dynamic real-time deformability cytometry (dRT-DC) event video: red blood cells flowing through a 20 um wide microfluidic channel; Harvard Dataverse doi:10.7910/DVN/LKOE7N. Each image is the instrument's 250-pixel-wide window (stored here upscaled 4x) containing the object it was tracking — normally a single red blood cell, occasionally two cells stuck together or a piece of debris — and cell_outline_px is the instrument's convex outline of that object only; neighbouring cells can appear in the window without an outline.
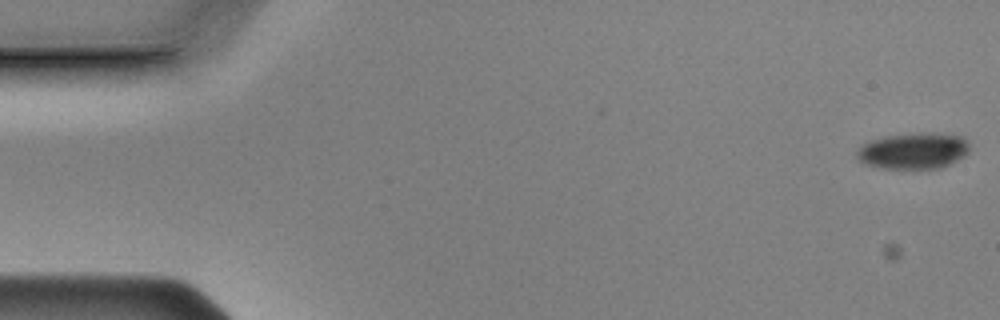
{"species": "Egyptian fruit bat (a non-hibernating species)", "species_latin": "Rousettus aegyptiacus", "temperature_condition": "cold", "stored_images_in_passage": 8, "camera_frame_rate_fps": 3000, "um_per_image_px": 0.085, "animal": {"sex": "male"}, "frame": {"image": 1, "passage_image": 1, "time_ms": 0.0, "image_size_px": [1000, 320], "cell_outline_px": [[968, 152], [964, 156], [940, 168], [884, 168], [868, 164], [860, 160], [856, 156], [856, 152], [864, 144], [872, 140], [884, 136], [920, 132], [932, 132], [964, 136], [968, 144]], "centroid_in_image_um": [77.67, 12.79], "position_along_channel_um": 7.3, "area_um2": 23.58}}